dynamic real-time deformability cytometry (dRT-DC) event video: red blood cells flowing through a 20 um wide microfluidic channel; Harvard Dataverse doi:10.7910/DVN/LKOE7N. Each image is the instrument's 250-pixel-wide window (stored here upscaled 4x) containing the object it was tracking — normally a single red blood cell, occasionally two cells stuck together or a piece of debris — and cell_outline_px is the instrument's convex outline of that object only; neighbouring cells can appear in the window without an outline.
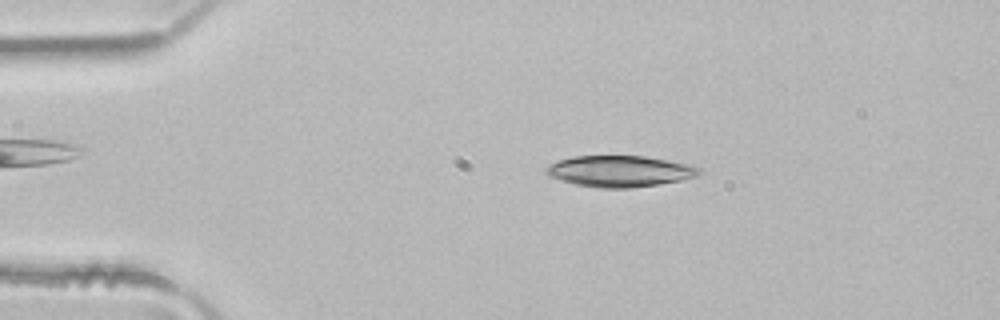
{"species": "common noctule bat (a hibernating species)", "species_latin": "Nyctalus noctula", "temperature_condition": "room temperature", "stored_images_in_passage": 3, "camera_frame_rate_fps": 3000, "um_per_image_px": 0.085, "animal": {"sex": "male", "body_mass_g": 21.5, "forearm_length_mm": 52.0}, "frame": {"image": 1, "passage_image": 2, "time_ms": 0.333, "image_size_px": [1000, 320], "cell_outline_px": [[704, 172], [700, 176], [684, 180], [660, 184], [632, 188], [600, 188], [576, 184], [548, 176], [544, 172], [544, 168], [548, 164], [556, 160], [572, 156], [644, 156], [668, 160], [688, 164], [700, 168]], "centroid_in_image_um": [52.7, 14.55], "position_along_channel_um": 32.3, "area_um2": 28.26}}